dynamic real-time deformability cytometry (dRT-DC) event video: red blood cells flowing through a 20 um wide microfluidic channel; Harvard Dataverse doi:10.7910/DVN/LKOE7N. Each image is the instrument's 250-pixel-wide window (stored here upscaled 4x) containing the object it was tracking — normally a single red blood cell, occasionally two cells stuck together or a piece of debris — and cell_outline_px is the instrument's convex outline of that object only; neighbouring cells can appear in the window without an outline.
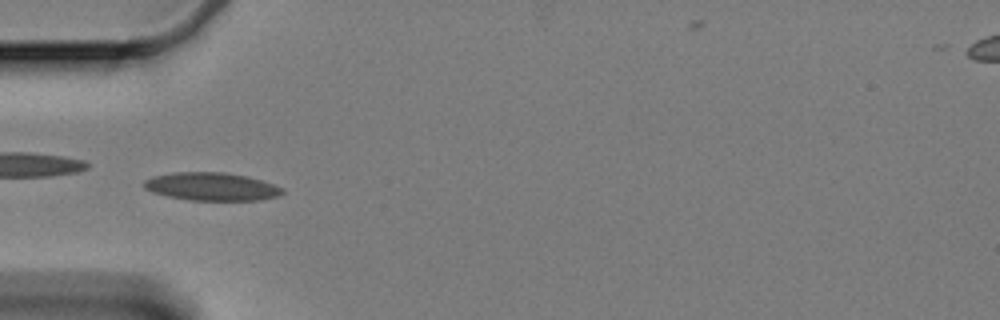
{"species": "Egyptian fruit bat (a non-hibernating species)", "species_latin": "Rousettus aegyptiacus", "temperature_condition": "cold", "stored_images_in_passage": 60, "camera_frame_rate_fps": 3000, "um_per_image_px": 0.085, "animal": {"sex": "female"}, "frame": {"image": 1, "passage_image": 18, "time_ms": 5.667, "image_size_px": [1000, 320], "cell_outline_px": [[284, 192], [280, 196], [260, 200], [188, 200], [168, 196], [152, 192], [144, 188], [144, 180], [152, 176], [176, 172], [224, 172], [248, 176], [284, 188]], "centroid_in_image_um": [17.99, 15.86], "position_along_channel_um": 67.0, "area_um2": 22.66}}
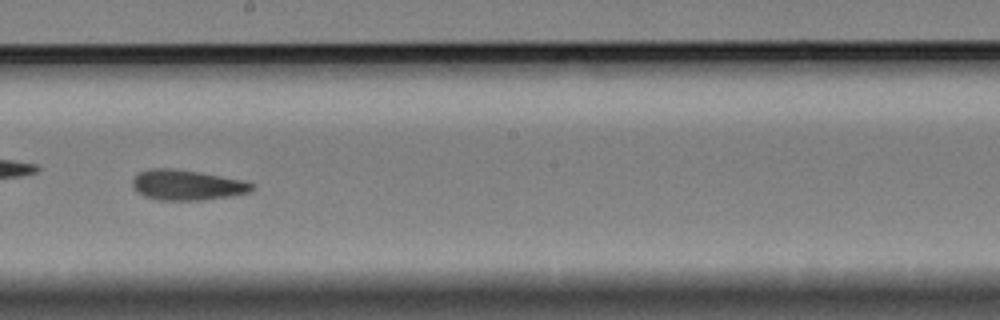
{"frame": {"image": 2, "passage_image": 33, "time_ms": 10.667, "image_size_px": [1000, 320], "cell_outline_px": [[256, 188], [248, 192], [232, 196], [204, 200], [156, 200], [144, 196], [136, 192], [132, 184], [132, 180], [140, 172], [152, 168], [172, 168], [200, 172], [240, 180], [256, 184]], "centroid_in_image_um": [15.89, 15.74], "position_along_channel_um": 232.3, "area_um2": 21.15}}
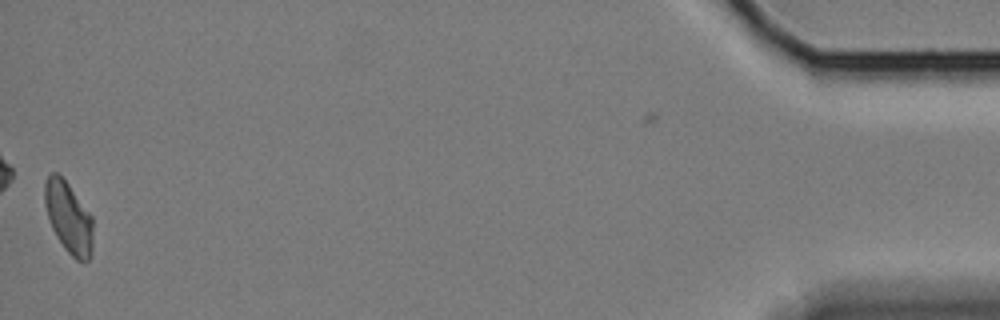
{"frame": {"image": 3, "passage_image": 59, "time_ms": 19.333, "image_size_px": [1000, 320], "cell_outline_px": [[92, 256], [88, 260], [76, 260], [64, 248], [56, 236], [52, 228], [44, 204], [44, 184], [48, 176], [52, 172], [56, 172], [68, 184], [92, 216]], "centroid_in_image_um": [5.82, 18.5], "position_along_channel_um": 429.4, "area_um2": 19.88}, "authors_computed_cell_mechanics": {"area_um2": 21.1837, "velocity_mm_per_s": 3.3033, "shape_relaxation_time_tau1_ms": null, "shape_relaxation_time_tau2_ms": 4.4414, "deformation_change_tau1": null, "deformation_change_tau2": 0.1021}}